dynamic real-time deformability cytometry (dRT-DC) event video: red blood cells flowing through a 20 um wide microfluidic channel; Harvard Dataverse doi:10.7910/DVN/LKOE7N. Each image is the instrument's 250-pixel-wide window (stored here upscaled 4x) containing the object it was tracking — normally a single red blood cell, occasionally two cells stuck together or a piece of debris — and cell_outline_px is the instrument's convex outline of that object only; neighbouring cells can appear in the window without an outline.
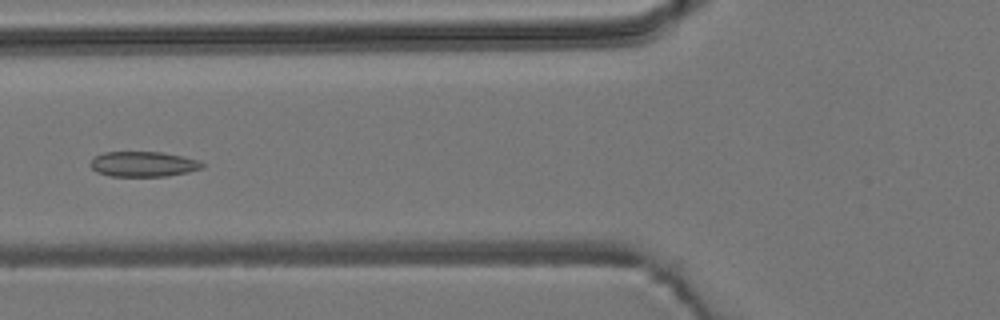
{"species": "common noctule bat (a hibernating species)", "species_latin": "Nyctalus noctula", "temperature_condition": "room temperature", "stored_images_in_passage": 5, "camera_frame_rate_fps": 3000, "um_per_image_px": 0.085, "animal": {"sex": "male", "body_mass_g": 19.2, "forearm_length_mm": 51.8}, "frame": {"image": 1, "passage_image": 5, "time_ms": 4.667, "image_size_px": [1000, 320], "cell_outline_px": [[204, 168], [188, 172], [168, 176], [112, 176], [96, 172], [88, 164], [96, 156], [104, 152], [160, 152], [200, 160], [204, 164]], "centroid_in_image_um": [12.19, 13.95], "position_along_channel_um": 113.6, "area_um2": 16.42}}